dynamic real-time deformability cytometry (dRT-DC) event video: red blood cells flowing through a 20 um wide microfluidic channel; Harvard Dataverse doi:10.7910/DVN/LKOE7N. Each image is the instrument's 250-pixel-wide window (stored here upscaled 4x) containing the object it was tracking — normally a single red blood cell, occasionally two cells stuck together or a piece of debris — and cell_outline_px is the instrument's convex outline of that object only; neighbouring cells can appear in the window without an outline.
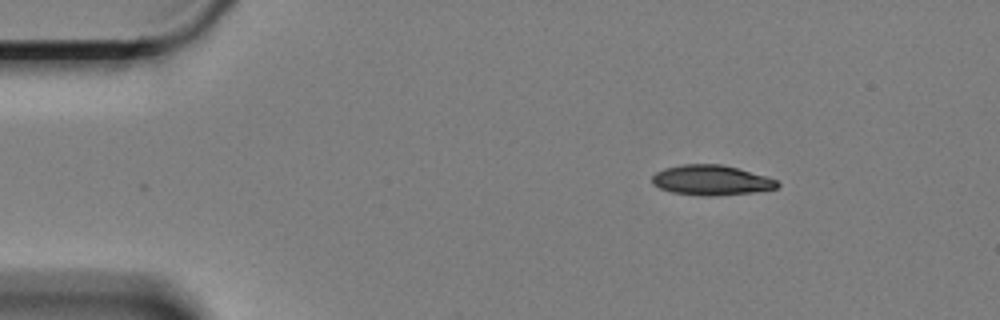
{"species": "Egyptian fruit bat (a non-hibernating species)", "species_latin": "Rousettus aegyptiacus", "temperature_condition": "cold", "stored_images_in_passage": 52, "camera_frame_rate_fps": 3000, "um_per_image_px": 0.085, "animal": {"sex": "female"}, "frame": {"image": 1, "passage_image": 1, "time_ms": 0.0, "image_size_px": [1000, 320], "cell_outline_px": [[780, 184], [776, 188], [752, 192], [712, 196], [704, 196], [672, 192], [660, 188], [652, 184], [652, 176], [656, 172], [664, 168], [680, 164], [720, 164], [768, 176], [776, 180]], "centroid_in_image_um": [60.43, 15.31], "position_along_channel_um": 24.6, "area_um2": 21.85}}
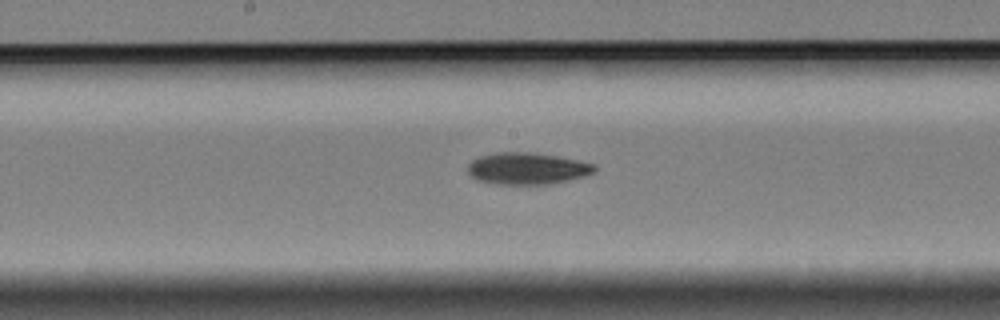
{"frame": {"image": 2, "passage_image": 23, "time_ms": 7.333, "image_size_px": [1000, 320], "cell_outline_px": [[596, 172], [588, 176], [552, 184], [496, 184], [476, 180], [468, 172], [468, 164], [472, 160], [480, 156], [496, 152], [528, 152], [556, 156], [596, 164]], "centroid_in_image_um": [44.84, 14.33], "position_along_channel_um": 203.4, "area_um2": 23.64}}
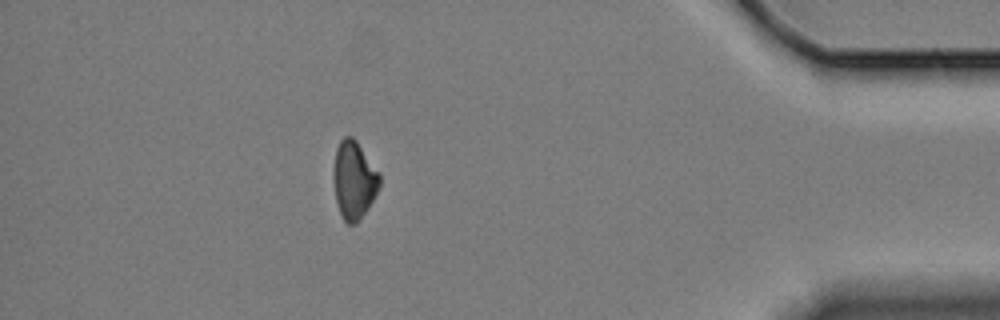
{"frame": {"image": 3, "passage_image": 45, "time_ms": 14.667, "image_size_px": [1000, 320], "cell_outline_px": [[380, 188], [356, 224], [348, 224], [344, 220], [340, 212], [336, 200], [332, 176], [332, 172], [336, 148], [340, 140], [344, 136], [352, 136], [356, 140], [380, 172]], "centroid_in_image_um": [30.08, 15.26], "position_along_channel_um": 405.1, "area_um2": 21.04}, "authors_computed_cell_mechanics": {"area_um2": 22.5998, "velocity_mm_per_s": 3.3566, "shape_relaxation_time_tau1_ms": 2.943, "shape_relaxation_time_tau2_ms": null, "deformation_change_tau1": 0.1095, "deformation_change_tau2": null}}